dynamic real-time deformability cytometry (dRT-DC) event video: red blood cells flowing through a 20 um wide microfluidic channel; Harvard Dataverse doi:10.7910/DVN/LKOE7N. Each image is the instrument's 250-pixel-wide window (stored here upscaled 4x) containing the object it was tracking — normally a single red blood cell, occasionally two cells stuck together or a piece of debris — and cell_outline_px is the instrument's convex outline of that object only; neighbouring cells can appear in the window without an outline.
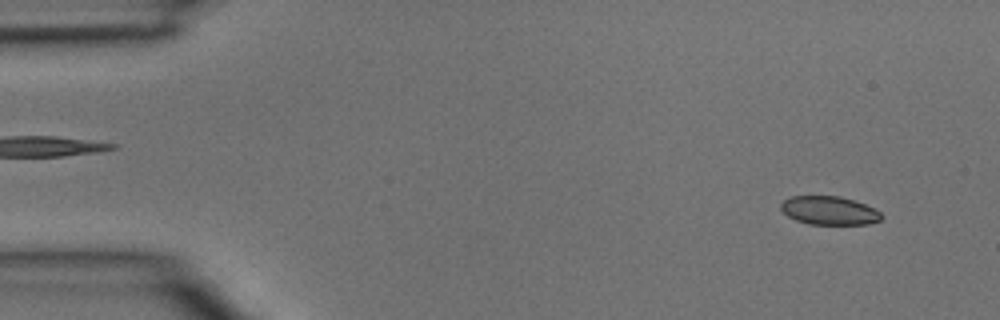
{"species": "common noctule bat (a hibernating species)", "species_latin": "Nyctalus noctula", "temperature_condition": "room temperature", "stored_images_in_passage": 4, "camera_frame_rate_fps": 3000, "um_per_image_px": 0.085, "animal": {"sex": "male", "body_mass_g": 15.6}, "frame": {"image": 1, "passage_image": 4, "time_ms": 1.0, "image_size_px": [1000, 320], "cell_outline_px": [[884, 216], [880, 220], [868, 224], [808, 224], [796, 220], [788, 216], [780, 208], [780, 204], [784, 200], [792, 196], [840, 196], [864, 204], [880, 212]], "centroid_in_image_um": [70.47, 17.9], "position_along_channel_um": 14.5, "area_um2": 16.59}}